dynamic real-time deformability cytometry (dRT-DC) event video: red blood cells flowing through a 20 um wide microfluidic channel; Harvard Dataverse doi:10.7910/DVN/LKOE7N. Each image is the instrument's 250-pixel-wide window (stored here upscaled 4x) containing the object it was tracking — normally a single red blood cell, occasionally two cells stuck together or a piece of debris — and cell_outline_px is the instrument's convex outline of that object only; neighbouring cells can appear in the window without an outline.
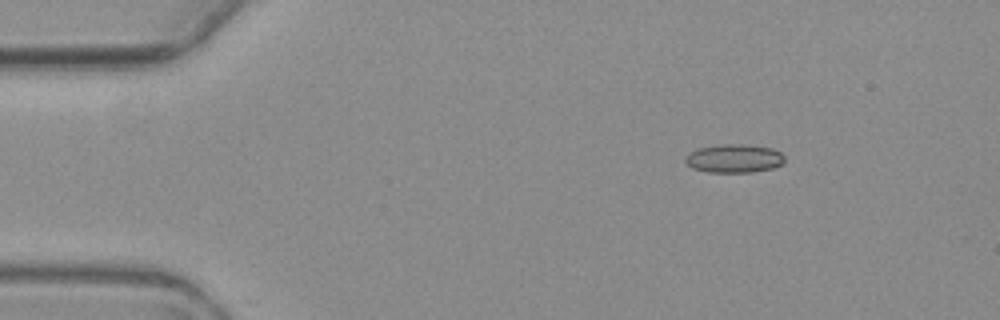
{"species": "common noctule bat (a hibernating species)", "species_latin": "Nyctalus noctula", "temperature_condition": "warm", "stored_images_in_passage": 4, "camera_frame_rate_fps": 3000, "um_per_image_px": 0.085, "animal": {"sex": "female", "body_mass_g": 19.3, "forearm_length_mm": 54.1}, "frame": {"image": 1, "passage_image": 1, "time_ms": 0.0, "image_size_px": [1000, 320], "cell_outline_px": [[784, 164], [772, 168], [752, 172], [708, 172], [692, 168], [684, 160], [684, 156], [688, 152], [696, 148], [720, 144], [744, 144], [772, 148], [780, 152], [784, 156]], "centroid_in_image_um": [62.37, 13.46], "position_along_channel_um": 22.6, "area_um2": 16.7}}